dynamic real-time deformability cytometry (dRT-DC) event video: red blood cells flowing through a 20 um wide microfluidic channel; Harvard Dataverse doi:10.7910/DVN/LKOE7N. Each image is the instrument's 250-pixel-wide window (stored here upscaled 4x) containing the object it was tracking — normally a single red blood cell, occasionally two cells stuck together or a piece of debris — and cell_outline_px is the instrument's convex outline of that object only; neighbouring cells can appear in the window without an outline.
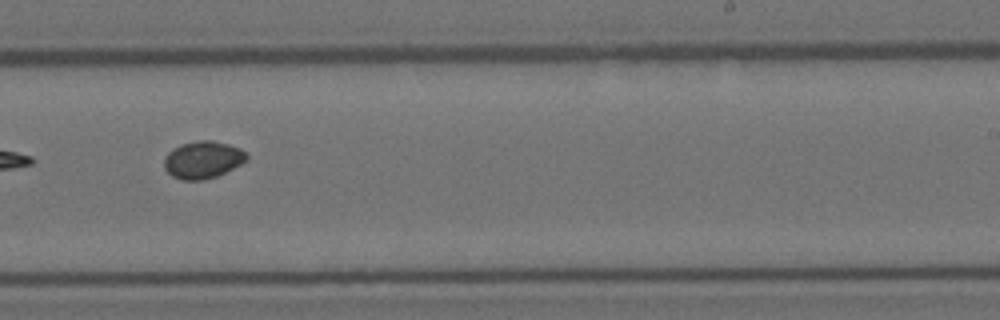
{"species": "Egyptian fruit bat (a non-hibernating species)", "species_latin": "Rousettus aegyptiacus", "temperature_condition": "room temperature", "stored_images_in_passage": 12, "camera_frame_rate_fps": 3000, "um_per_image_px": 0.085, "animal": {"sex": "female"}, "frame": {"image": 1, "passage_image": 7, "time_ms": 2.0, "image_size_px": [1000, 320], "cell_outline_px": [[248, 160], [216, 176], [204, 180], [180, 180], [172, 176], [164, 168], [164, 160], [168, 152], [172, 148], [180, 144], [196, 140], [212, 140], [228, 144], [240, 148], [248, 156]], "centroid_in_image_um": [17.21, 13.57], "position_along_channel_um": 271.8, "area_um2": 17.98}}
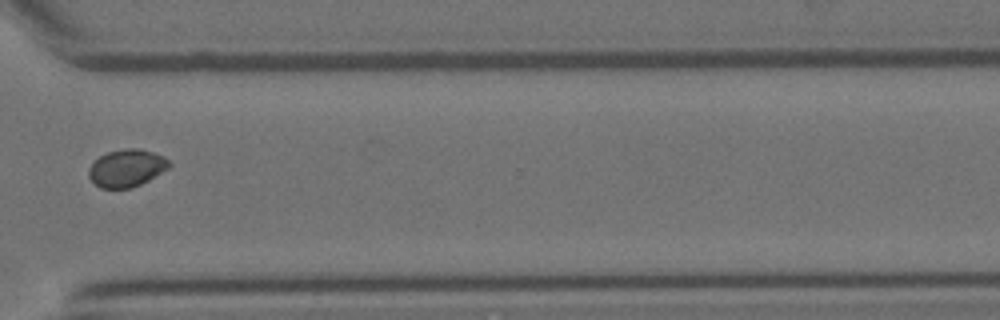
{"frame": {"image": 2, "passage_image": 9, "time_ms": 2.667, "image_size_px": [1000, 320], "cell_outline_px": [[172, 164], [168, 168], [148, 180], [132, 188], [100, 188], [88, 176], [88, 168], [100, 156], [108, 152], [124, 148], [140, 148], [164, 156]], "centroid_in_image_um": [10.77, 14.28], "position_along_channel_um": 359.8, "area_um2": 17.46}}